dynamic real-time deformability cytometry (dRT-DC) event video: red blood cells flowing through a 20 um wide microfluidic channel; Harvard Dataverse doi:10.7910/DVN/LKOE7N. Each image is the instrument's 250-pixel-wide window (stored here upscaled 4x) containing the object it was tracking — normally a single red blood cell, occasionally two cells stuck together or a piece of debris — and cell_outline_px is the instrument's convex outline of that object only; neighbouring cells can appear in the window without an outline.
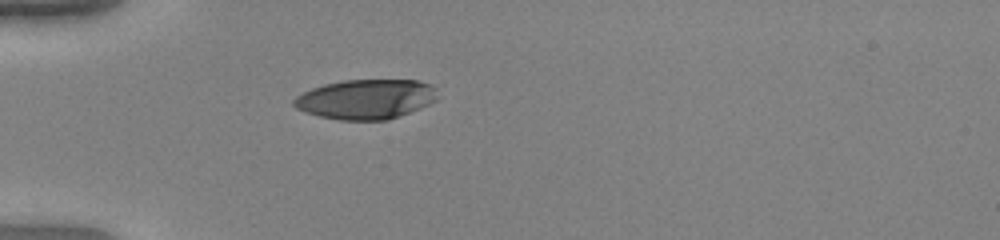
{"species": "human", "species_latin": "Homo sapiens", "temperature_condition": "warm", "stored_images_in_passage": 37, "camera_frame_rate_fps": 3000, "um_per_image_px": 0.085, "donor": {"sex": "female"}, "frame": {"image": 1, "passage_image": 1, "time_ms": 0.0, "image_size_px": [1000, 240], "cell_outline_px": [[436, 100], [420, 108], [388, 120], [340, 120], [320, 116], [304, 112], [296, 108], [292, 104], [292, 100], [296, 96], [312, 88], [324, 84], [344, 80], [416, 80], [432, 84], [436, 88]], "centroid_in_image_um": [31.09, 8.43], "position_along_channel_um": 53.9, "area_um2": 33.29}}
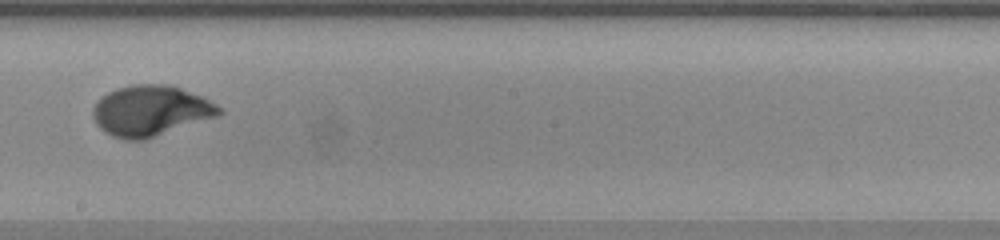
{"frame": {"image": 2, "passage_image": 16, "time_ms": 5.0, "image_size_px": [1000, 240], "cell_outline_px": [[224, 112], [216, 116], [144, 140], [124, 140], [112, 136], [104, 132], [96, 124], [92, 116], [92, 108], [100, 96], [116, 88], [132, 84], [168, 84], [204, 96], [216, 104]], "centroid_in_image_um": [12.76, 9.4], "position_along_channel_um": 235.4, "area_um2": 37.34}}
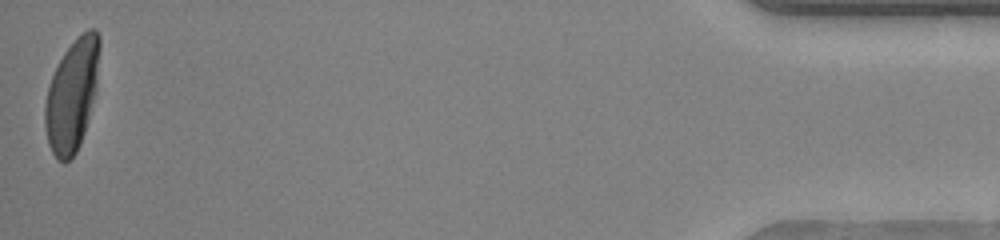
{"frame": {"image": 3, "passage_image": 37, "time_ms": 12.0, "image_size_px": [1000, 240], "cell_outline_px": [[100, 48], [96, 92], [88, 120], [80, 144], [76, 152], [64, 164], [56, 160], [48, 144], [44, 124], [44, 108], [48, 88], [52, 76], [64, 52], [88, 28], [96, 28], [100, 36]], "centroid_in_image_um": [6.13, 8.12], "position_along_channel_um": 429.1, "area_um2": 35.55}, "authors_computed_cell_mechanics": {"area_um2": 35.8938, "velocity_mm_per_s": 3.9453, "shape_relaxation_time_tau1_ms": 3.9994, "shape_relaxation_time_tau2_ms": null, "deformation_change_tau1": 0.2339, "deformation_change_tau2": null}}